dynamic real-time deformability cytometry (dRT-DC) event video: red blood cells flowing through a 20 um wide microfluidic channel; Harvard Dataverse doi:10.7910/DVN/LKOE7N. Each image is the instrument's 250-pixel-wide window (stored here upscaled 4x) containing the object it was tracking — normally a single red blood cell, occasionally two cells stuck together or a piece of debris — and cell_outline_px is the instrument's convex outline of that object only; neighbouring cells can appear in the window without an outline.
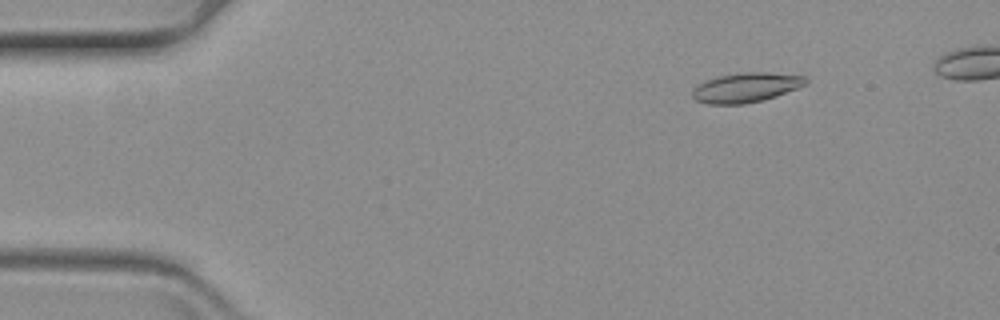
{"species": "common noctule bat (a hibernating species)", "species_latin": "Nyctalus noctula", "temperature_condition": "warm", "stored_images_in_passage": 51, "camera_frame_rate_fps": 3000, "um_per_image_px": 0.085, "animal": {"sex": "female", "body_mass_g": 19.3, "forearm_length_mm": 54.1}, "frame": {"image": 1, "passage_image": 2, "time_ms": 0.333, "image_size_px": [1000, 320], "cell_outline_px": [[808, 84], [776, 96], [764, 100], [744, 104], [708, 104], [696, 100], [692, 96], [692, 88], [708, 80], [720, 76], [744, 72], [768, 72], [804, 76], [808, 80]], "centroid_in_image_um": [63.44, 7.44], "position_along_channel_um": 21.6, "area_um2": 19.48}}
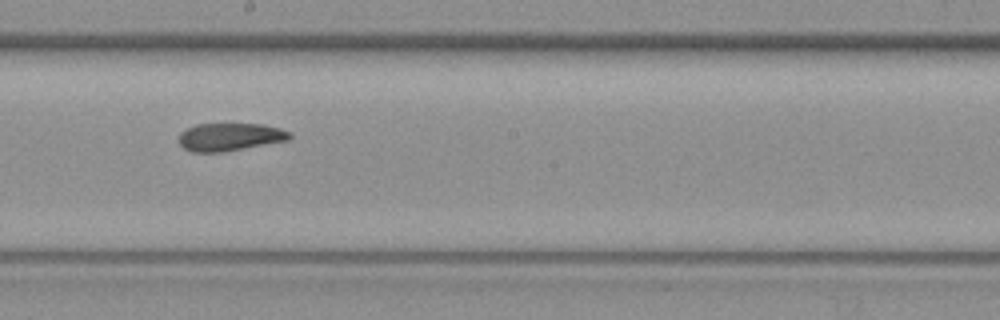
{"frame": {"image": 2, "passage_image": 28, "time_ms": 9.0, "image_size_px": [1000, 320], "cell_outline_px": [[292, 136], [288, 140], [220, 152], [192, 152], [184, 148], [180, 144], [180, 132], [196, 124], [260, 124], [280, 128], [292, 132]], "centroid_in_image_um": [19.55, 11.63], "position_along_channel_um": 228.7, "area_um2": 17.74}}
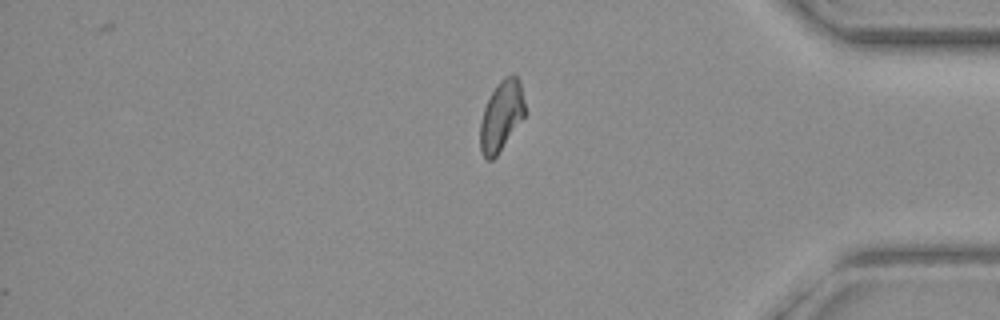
{"frame": {"image": 3, "passage_image": 45, "time_ms": 14.667, "image_size_px": [1000, 320], "cell_outline_px": [[524, 116], [496, 156], [492, 160], [488, 160], [484, 156], [480, 148], [480, 124], [484, 108], [496, 84], [504, 76], [512, 72], [520, 80], [524, 100]], "centroid_in_image_um": [42.61, 9.8], "position_along_channel_um": 392.6, "area_um2": 18.09}}